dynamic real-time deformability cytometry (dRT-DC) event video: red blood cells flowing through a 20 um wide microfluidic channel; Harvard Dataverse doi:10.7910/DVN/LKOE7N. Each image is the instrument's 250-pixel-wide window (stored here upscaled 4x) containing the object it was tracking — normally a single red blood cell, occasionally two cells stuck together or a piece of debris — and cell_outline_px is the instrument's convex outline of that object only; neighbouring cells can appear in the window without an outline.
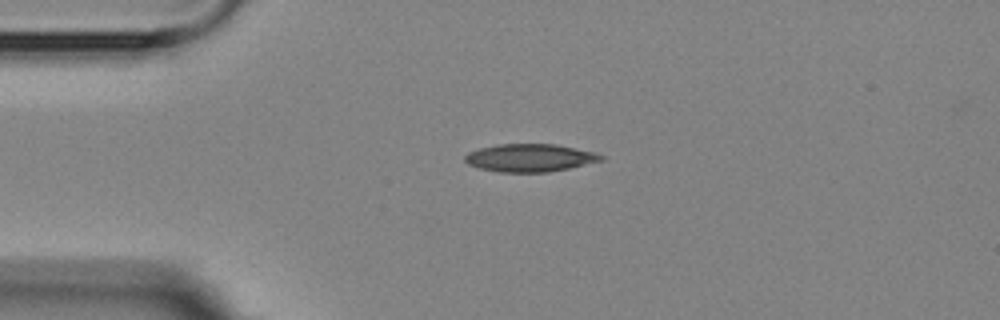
{"species": "Egyptian fruit bat (a non-hibernating species)", "species_latin": "Rousettus aegyptiacus", "temperature_condition": "room temperature", "stored_images_in_passage": 2, "camera_frame_rate_fps": 3000, "um_per_image_px": 0.085, "animal": {"sex": "female"}, "frame": {"image": 1, "passage_image": 1, "time_ms": 0.0, "image_size_px": [1000, 320], "cell_outline_px": [[604, 160], [568, 168], [548, 172], [500, 172], [480, 168], [468, 164], [464, 160], [464, 156], [468, 152], [480, 148], [500, 144], [556, 144], [596, 152], [604, 156]], "centroid_in_image_um": [45.05, 13.41], "position_along_channel_um": 39.9, "area_um2": 22.02}}